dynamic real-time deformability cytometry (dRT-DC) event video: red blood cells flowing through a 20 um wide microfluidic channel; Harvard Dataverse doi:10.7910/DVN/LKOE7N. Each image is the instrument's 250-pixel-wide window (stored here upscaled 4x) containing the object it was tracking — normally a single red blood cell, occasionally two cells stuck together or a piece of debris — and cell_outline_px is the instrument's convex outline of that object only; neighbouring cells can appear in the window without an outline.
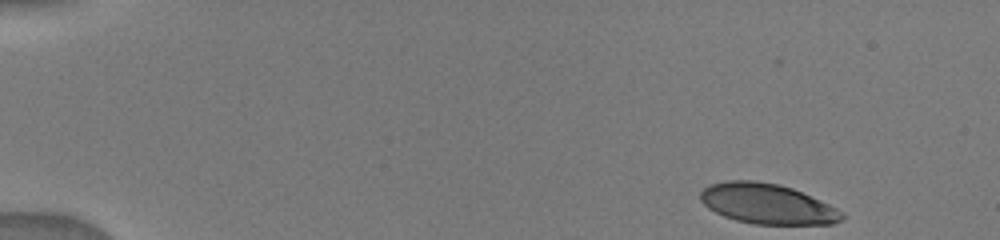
{"species": "human", "species_latin": "Homo sapiens", "temperature_condition": "warm", "stored_images_in_passage": 59, "camera_frame_rate_fps": 3000, "um_per_image_px": 0.085, "donor": {"sex": "male"}, "frame": {"image": 1, "passage_image": 1, "time_ms": 0.0, "image_size_px": [1000, 240], "cell_outline_px": [[844, 220], [832, 224], [752, 224], [736, 220], [724, 216], [708, 208], [700, 200], [700, 192], [708, 184], [724, 180], [756, 180], [776, 184], [792, 188], [828, 204], [844, 212]], "centroid_in_image_um": [65.19, 17.32], "position_along_channel_um": 19.8, "area_um2": 33.23}}
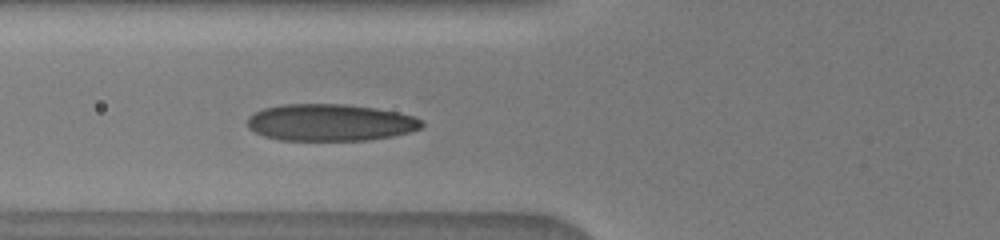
{"frame": {"image": 2, "passage_image": 17, "time_ms": 5.0, "image_size_px": [1000, 240], "cell_outline_px": [[424, 124], [420, 128], [408, 132], [392, 136], [364, 140], [280, 140], [264, 136], [248, 128], [248, 116], [264, 108], [280, 104], [344, 104], [376, 108], [396, 112], [412, 116], [424, 120]], "centroid_in_image_um": [28.05, 10.41], "position_along_channel_um": 97.7, "area_um2": 37.4}}
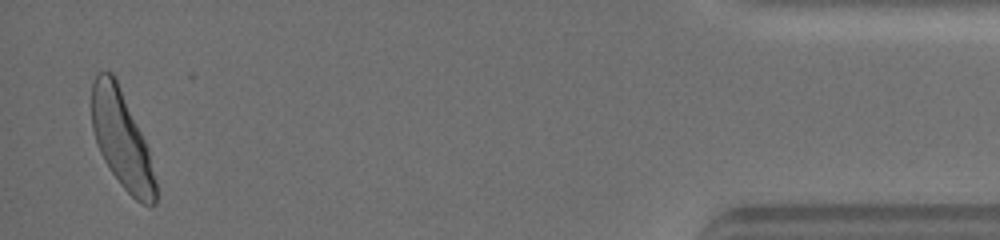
{"frame": {"image": 3, "passage_image": 58, "time_ms": 14.667, "image_size_px": [1000, 240], "cell_outline_px": [[156, 204], [144, 204], [136, 200], [120, 184], [104, 160], [100, 152], [92, 128], [92, 80], [96, 72], [112, 72], [116, 80], [148, 148], [156, 180]], "centroid_in_image_um": [10.33, 11.87], "position_along_channel_um": 424.9, "area_um2": 35.49}}